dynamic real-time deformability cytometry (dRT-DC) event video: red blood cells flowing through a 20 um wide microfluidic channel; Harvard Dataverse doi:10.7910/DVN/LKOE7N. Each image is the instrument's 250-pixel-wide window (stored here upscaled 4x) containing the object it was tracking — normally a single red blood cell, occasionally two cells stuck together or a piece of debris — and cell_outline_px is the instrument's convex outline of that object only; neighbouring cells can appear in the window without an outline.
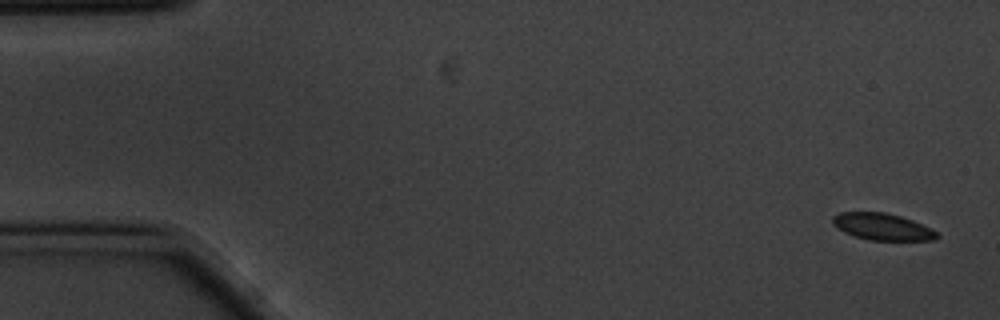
{"species": "common noctule bat (a hibernating species)", "species_latin": "Nyctalus noctula", "temperature_condition": "cold", "stored_images_in_passage": 5, "camera_frame_rate_fps": 3000, "um_per_image_px": 0.085, "animal": {"sex": "male", "body_mass_g": 20.1, "forearm_length_mm": 53.5}, "frame": {"image": 1, "passage_image": 1, "time_ms": 0.0, "image_size_px": [1000, 320], "cell_outline_px": [[940, 236], [936, 240], [868, 240], [844, 232], [836, 228], [832, 224], [832, 216], [840, 212], [884, 212], [900, 216], [912, 220], [936, 232]], "centroid_in_image_um": [74.95, 19.27], "position_along_channel_um": 10.0, "area_um2": 16.18}}
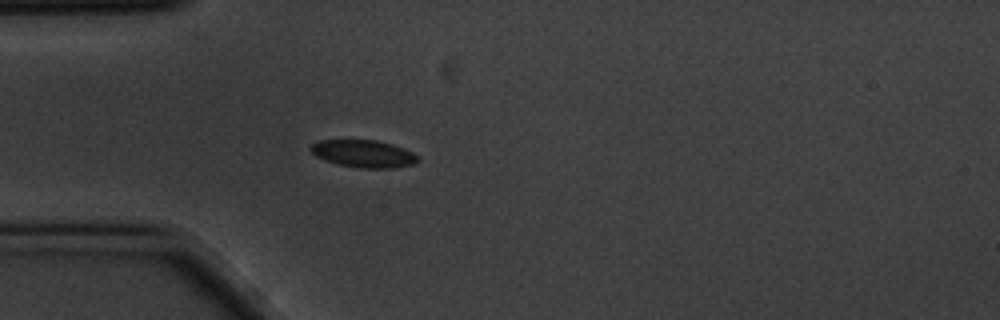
{"frame": {"image": 2, "passage_image": 5, "time_ms": 1.333, "image_size_px": [1000, 320], "cell_outline_px": [[420, 160], [416, 164], [396, 168], [360, 168], [340, 164], [324, 160], [316, 156], [308, 148], [312, 144], [320, 140], [376, 140], [392, 144], [404, 148], [420, 156]], "centroid_in_image_um": [30.96, 13.07], "position_along_channel_um": 54.0, "area_um2": 17.28}}